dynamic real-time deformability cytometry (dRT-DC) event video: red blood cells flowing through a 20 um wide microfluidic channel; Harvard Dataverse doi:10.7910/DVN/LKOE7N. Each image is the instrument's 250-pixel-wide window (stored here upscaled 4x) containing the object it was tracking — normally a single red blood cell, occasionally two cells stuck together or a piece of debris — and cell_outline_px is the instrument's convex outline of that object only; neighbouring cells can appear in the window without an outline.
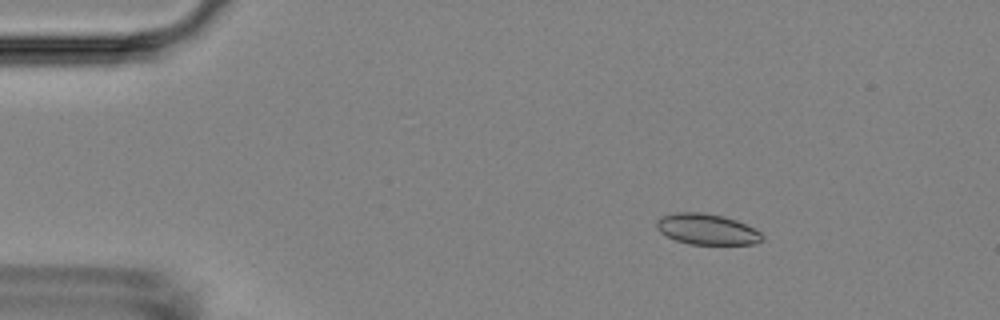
{"species": "Egyptian fruit bat (a non-hibernating species)", "species_latin": "Rousettus aegyptiacus", "temperature_condition": "room temperature", "stored_images_in_passage": 27, "camera_frame_rate_fps": 3000, "um_per_image_px": 0.085, "animal": {"sex": "female"}, "frame": {"image": 1, "passage_image": 8, "time_ms": 2.333, "image_size_px": [1000, 320], "cell_outline_px": [[764, 240], [756, 244], [688, 244], [676, 240], [660, 232], [656, 228], [656, 220], [660, 216], [676, 212], [700, 212], [724, 216], [736, 220], [760, 232], [764, 236]], "centroid_in_image_um": [60.07, 19.48], "position_along_channel_um": 24.9, "area_um2": 19.02}}
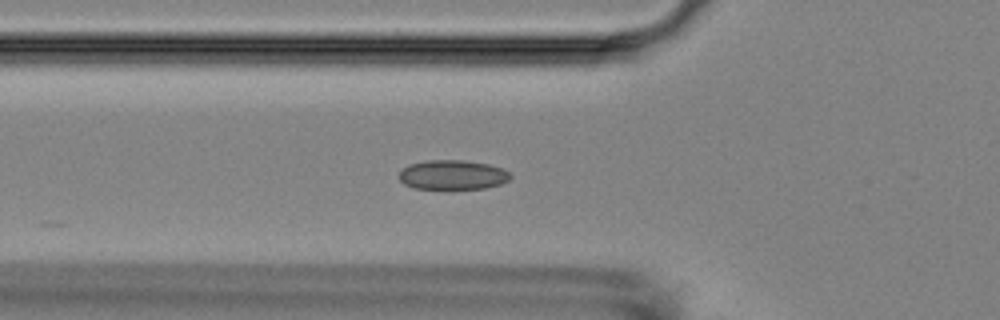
{"frame": {"image": 2, "passage_image": 19, "time_ms": 6.0, "image_size_px": [1000, 320], "cell_outline_px": [[512, 176], [508, 180], [500, 184], [484, 188], [452, 192], [412, 188], [404, 184], [400, 180], [400, 172], [408, 164], [428, 160], [464, 160], [488, 164], [500, 168], [508, 172]], "centroid_in_image_um": [38.44, 14.92], "position_along_channel_um": 87.4, "area_um2": 19.94}}
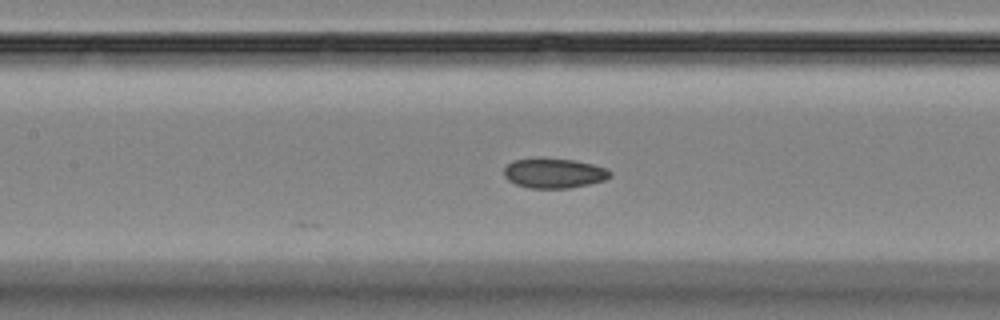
{"frame": {"image": 3, "passage_image": 25, "time_ms": 8.0, "image_size_px": [1000, 320], "cell_outline_px": [[612, 176], [604, 180], [588, 184], [568, 188], [528, 188], [516, 184], [508, 180], [504, 176], [504, 168], [512, 160], [572, 160], [592, 164], [604, 168], [612, 172]], "centroid_in_image_um": [47.09, 14.75], "position_along_channel_um": 160.3, "area_um2": 17.86}}